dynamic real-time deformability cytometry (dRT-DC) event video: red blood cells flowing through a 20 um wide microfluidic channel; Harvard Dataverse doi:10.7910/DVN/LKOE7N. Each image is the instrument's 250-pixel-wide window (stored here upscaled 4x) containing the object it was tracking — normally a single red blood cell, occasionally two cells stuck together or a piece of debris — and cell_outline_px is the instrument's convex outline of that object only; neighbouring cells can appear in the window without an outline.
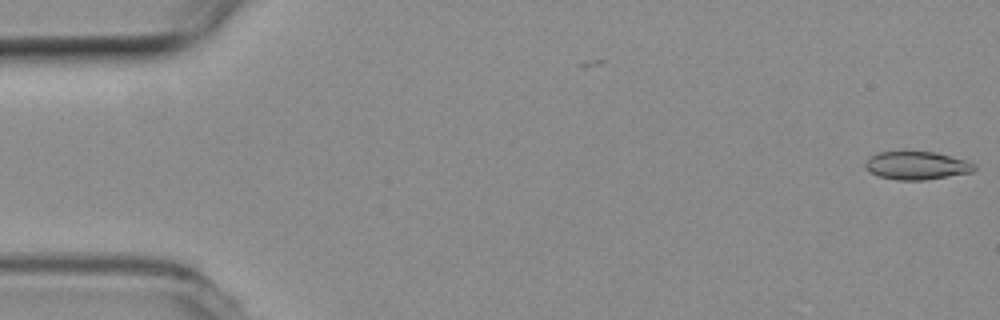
{"species": "common noctule bat (a hibernating species)", "species_latin": "Nyctalus noctula", "temperature_condition": "room temperature", "stored_images_in_passage": 54, "camera_frame_rate_fps": 3000, "um_per_image_px": 0.085, "animal": {"sex": "female", "body_mass_g": 19.3, "forearm_length_mm": 54.1}, "frame": {"image": 1, "passage_image": 1, "time_ms": 0.0, "image_size_px": [1000, 320], "cell_outline_px": [[976, 168], [972, 172], [924, 180], [896, 180], [880, 176], [868, 172], [864, 164], [864, 160], [868, 156], [876, 152], [936, 152], [964, 160], [976, 164]], "centroid_in_image_um": [77.86, 14.07], "position_along_channel_um": 7.1, "area_um2": 17.92}}
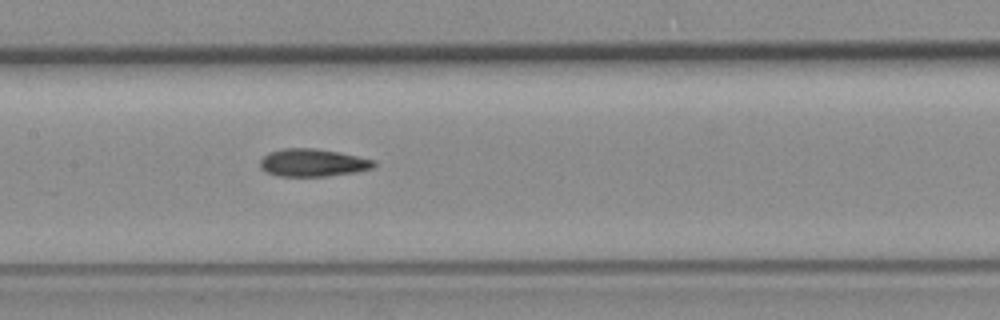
{"frame": {"image": 2, "passage_image": 26, "time_ms": 8.333, "image_size_px": [1000, 320], "cell_outline_px": [[376, 164], [372, 168], [356, 172], [328, 176], [280, 176], [268, 172], [260, 168], [260, 160], [268, 152], [284, 148], [316, 148], [340, 152], [376, 160]], "centroid_in_image_um": [26.6, 13.82], "position_along_channel_um": 180.8, "area_um2": 18.44}}
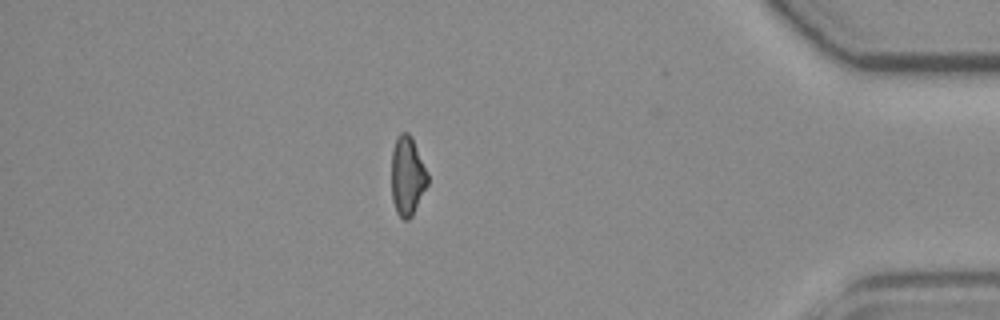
{"frame": {"image": 3, "passage_image": 47, "time_ms": 15.333, "image_size_px": [1000, 320], "cell_outline_px": [[428, 184], [412, 216], [408, 220], [404, 220], [396, 212], [392, 200], [392, 148], [396, 136], [400, 132], [408, 132], [412, 136], [428, 172]], "centroid_in_image_um": [34.63, 14.93], "position_along_channel_um": 400.6, "area_um2": 16.94}, "authors_computed_cell_mechanics": {"area_um2": 18.0047, "velocity_mm_per_s": 3.7772, "shape_relaxation_time_tau1_ms": null, "shape_relaxation_time_tau2_ms": 3.2534, "deformation_change_tau1": null, "deformation_change_tau2": 0.1003}}